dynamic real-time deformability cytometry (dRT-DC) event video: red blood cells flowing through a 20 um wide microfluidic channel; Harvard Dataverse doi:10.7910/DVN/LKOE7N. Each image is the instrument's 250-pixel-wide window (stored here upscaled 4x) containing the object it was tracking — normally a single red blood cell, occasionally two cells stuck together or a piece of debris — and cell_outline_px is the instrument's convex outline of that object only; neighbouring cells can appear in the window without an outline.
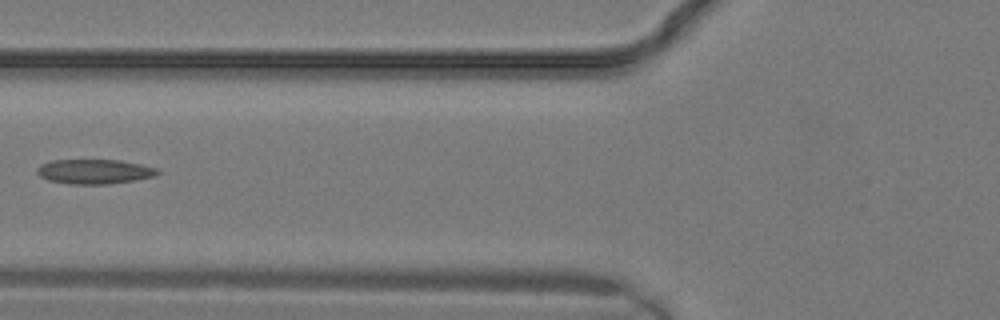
{"species": "common noctule bat (a hibernating species)", "species_latin": "Nyctalus noctula", "temperature_condition": "warm", "stored_images_in_passage": 14, "camera_frame_rate_fps": 3000, "um_per_image_px": 0.085, "animal": {"sex": "male", "body_mass_g": 19.2, "forearm_length_mm": 51.8}, "frame": {"image": 1, "passage_image": 10, "time_ms": 3.0, "image_size_px": [1000, 320], "cell_outline_px": [[160, 172], [156, 176], [136, 180], [108, 184], [68, 184], [48, 180], [40, 176], [36, 172], [36, 168], [40, 164], [52, 160], [120, 160], [140, 164], [156, 168]], "centroid_in_image_um": [8.01, 14.58], "position_along_channel_um": 117.8, "area_um2": 17.4}}
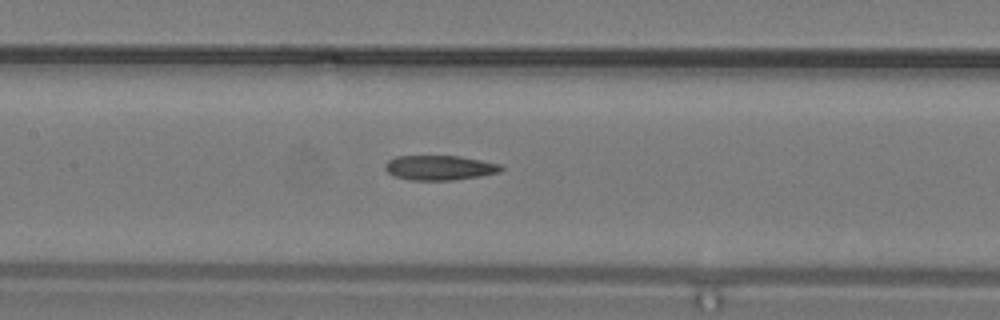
{"frame": {"image": 2, "passage_image": 12, "time_ms": 3.667, "image_size_px": [1000, 320], "cell_outline_px": [[504, 168], [500, 172], [480, 176], [456, 180], [412, 180], [392, 176], [384, 168], [384, 164], [388, 160], [396, 156], [460, 156], [500, 164]], "centroid_in_image_um": [37.35, 14.26], "position_along_channel_um": 170.1, "area_um2": 16.82}}
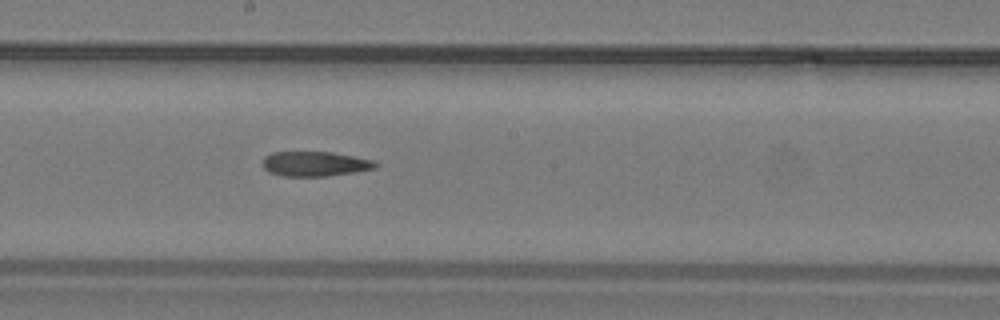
{"frame": {"image": 3, "passage_image": 14, "time_ms": 4.333, "image_size_px": [1000, 320], "cell_outline_px": [[380, 164], [376, 168], [356, 172], [324, 176], [280, 176], [268, 172], [264, 168], [264, 156], [272, 152], [332, 152], [376, 160]], "centroid_in_image_um": [26.82, 13.92], "position_along_channel_um": 221.4, "area_um2": 16.47}}